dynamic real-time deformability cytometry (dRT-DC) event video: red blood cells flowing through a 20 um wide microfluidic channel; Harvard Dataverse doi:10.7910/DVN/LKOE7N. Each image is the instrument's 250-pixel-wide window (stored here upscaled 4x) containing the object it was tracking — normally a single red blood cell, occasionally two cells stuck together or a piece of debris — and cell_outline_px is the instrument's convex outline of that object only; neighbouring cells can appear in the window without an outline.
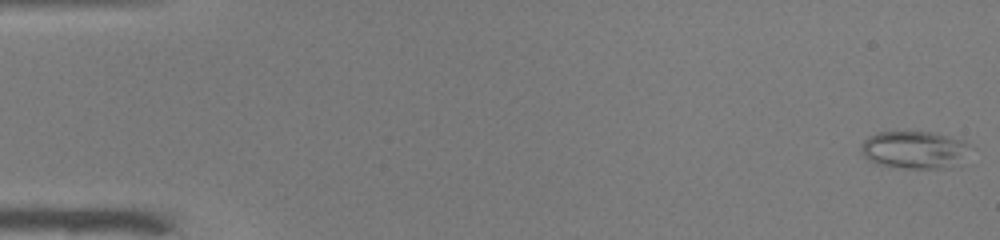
{"species": "common noctule bat (a hibernating species)", "species_latin": "Nyctalus noctula", "temperature_condition": "warm", "stored_images_in_passage": 51, "camera_frame_rate_fps": 3000, "um_per_image_px": 0.085, "animal": {"sex": "male", "body_mass_g": 19.0, "forearm_length_mm": 50.8}, "frame": {"image": 1, "passage_image": 1, "time_ms": 0.0, "image_size_px": [1000, 240], "cell_outline_px": [[976, 148], [948, 168], [888, 168], [876, 164], [868, 160], [864, 156], [860, 148], [860, 144], [868, 136], [876, 132], [936, 132], [964, 140], [972, 144]], "centroid_in_image_um": [77.73, 12.73], "position_along_channel_um": 7.3, "area_um2": 24.51}}
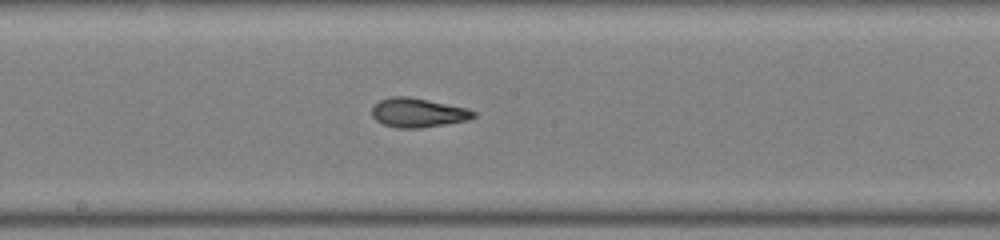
{"frame": {"image": 2, "passage_image": 28, "time_ms": 9.0, "image_size_px": [1000, 240], "cell_outline_px": [[476, 116], [468, 120], [420, 128], [396, 128], [384, 124], [376, 120], [372, 116], [372, 104], [380, 100], [392, 96], [408, 96], [464, 108], [476, 112]], "centroid_in_image_um": [35.47, 9.58], "position_along_channel_um": 212.7, "area_um2": 17.11}}
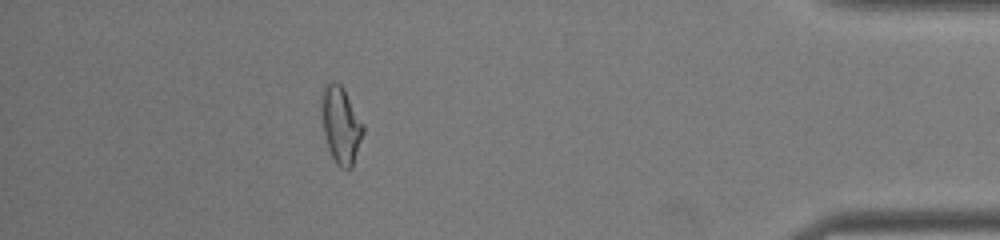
{"frame": {"image": 3, "passage_image": 46, "time_ms": 15.0, "image_size_px": [1000, 240], "cell_outline_px": [[364, 132], [352, 168], [340, 168], [336, 164], [328, 148], [324, 132], [320, 108], [320, 96], [324, 84], [340, 84], [344, 88], [364, 124]], "centroid_in_image_um": [28.97, 10.62], "position_along_channel_um": 406.2, "area_um2": 18.79}, "authors_computed_cell_mechanics": {"area_um2": 17.9758, "velocity_mm_per_s": 3.9857, "shape_relaxation_time_tau1_ms": 5.5548, "shape_relaxation_time_tau2_ms": 1.7, "deformation_change_tau1": 0.2177, "deformation_change_tau2": 0.094}}